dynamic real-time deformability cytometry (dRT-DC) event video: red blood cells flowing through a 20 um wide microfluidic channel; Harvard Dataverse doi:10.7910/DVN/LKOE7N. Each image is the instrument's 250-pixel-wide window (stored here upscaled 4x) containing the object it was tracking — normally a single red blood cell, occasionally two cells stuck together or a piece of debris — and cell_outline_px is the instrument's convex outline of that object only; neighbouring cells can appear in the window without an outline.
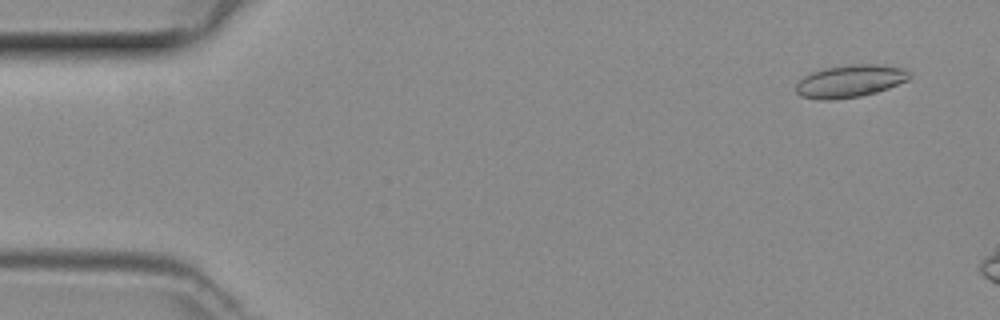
{"species": "common noctule bat (a hibernating species)", "species_latin": "Nyctalus noctula", "temperature_condition": "room temperature", "stored_images_in_passage": 8, "camera_frame_rate_fps": 3000, "um_per_image_px": 0.085, "animal": {"sex": "female", "body_mass_g": 29.2, "forearm_length_mm": 56.3}, "frame": {"image": 1, "passage_image": 3, "time_ms": 0.667, "image_size_px": [1000, 320], "cell_outline_px": [[912, 76], [908, 80], [888, 88], [876, 92], [860, 96], [832, 100], [816, 100], [800, 96], [796, 92], [796, 84], [804, 76], [812, 72], [824, 68], [848, 64], [880, 64], [904, 68], [912, 72]], "centroid_in_image_um": [72.27, 6.89], "position_along_channel_um": 12.7, "area_um2": 21.79}}